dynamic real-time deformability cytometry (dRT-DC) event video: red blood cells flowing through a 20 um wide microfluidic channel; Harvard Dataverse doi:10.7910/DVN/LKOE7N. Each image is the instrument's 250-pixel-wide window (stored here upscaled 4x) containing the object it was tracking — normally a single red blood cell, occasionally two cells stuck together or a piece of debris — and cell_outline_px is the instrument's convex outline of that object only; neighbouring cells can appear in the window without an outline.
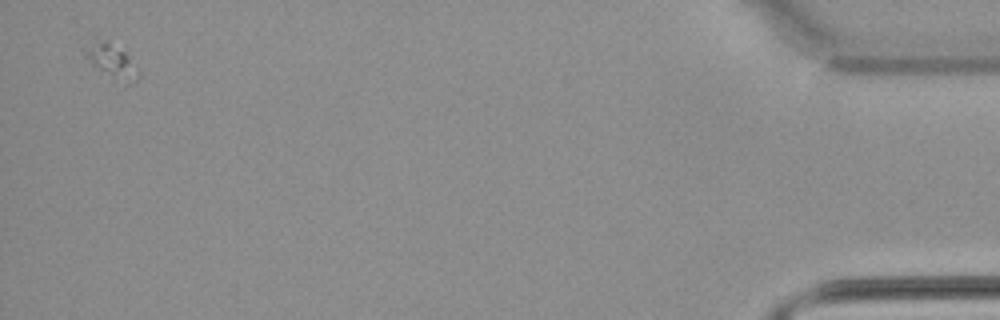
{"species": "common noctule bat (a hibernating species)", "species_latin": "Nyctalus noctula", "temperature_condition": "warm", "stored_images_in_passage": 39, "camera_frame_rate_fps": 3000, "um_per_image_px": 0.085, "animal": {"sex": "male", "body_mass_g": 21.5, "forearm_length_mm": 52.0}, "frame": {"image": 1, "passage_image": 38, "time_ms": 12.333, "image_size_px": [1000, 320], "cell_outline_px": [[140, 80], [124, 88], [92, 64], [88, 56], [88, 48], [96, 40], [108, 40], [124, 52], [128, 56], [140, 72]], "centroid_in_image_um": [9.66, 5.34], "position_along_channel_um": 425.5, "area_um2": 10.58}}